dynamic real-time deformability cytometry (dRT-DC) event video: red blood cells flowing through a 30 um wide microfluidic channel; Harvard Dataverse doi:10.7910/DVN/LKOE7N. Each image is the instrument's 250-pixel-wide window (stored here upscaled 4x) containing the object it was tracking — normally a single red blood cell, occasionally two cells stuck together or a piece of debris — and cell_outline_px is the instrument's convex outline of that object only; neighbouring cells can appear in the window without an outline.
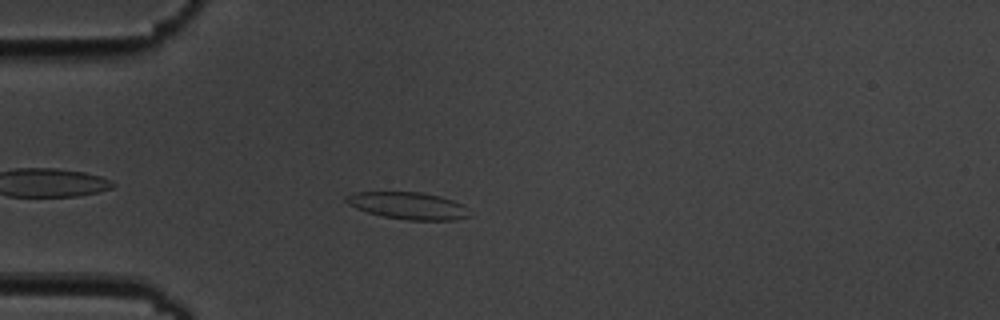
{"species": "common noctule bat (a hibernating species)", "species_latin": "Nyctalus noctula", "temperature_condition": "cold", "stored_images_in_passage": 10, "camera_frame_rate_fps": 3000, "um_per_image_px": 0.085, "animal": {"sex": "male", "body_mass_g": 19.5, "forearm_length_mm": 54.6}, "frame": {"image": 1, "passage_image": 5, "time_ms": 4.667, "image_size_px": [1000, 320], "cell_outline_px": [[472, 216], [456, 220], [408, 220], [384, 216], [368, 212], [356, 208], [348, 204], [344, 200], [344, 196], [356, 192], [420, 192], [440, 196], [464, 204]], "centroid_in_image_um": [34.72, 17.48], "position_along_channel_um": 50.3, "area_um2": 19.54}}
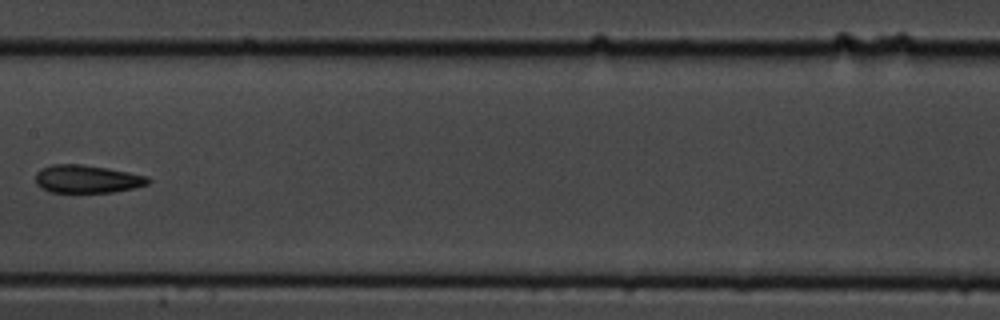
{"frame": {"image": 2, "passage_image": 9, "time_ms": 9.333, "image_size_px": [1000, 320], "cell_outline_px": [[152, 180], [148, 184], [132, 188], [112, 192], [52, 192], [36, 184], [36, 172], [40, 168], [52, 164], [80, 164], [108, 168], [148, 176]], "centroid_in_image_um": [7.4, 15.2], "position_along_channel_um": 200.0, "area_um2": 18.26}}
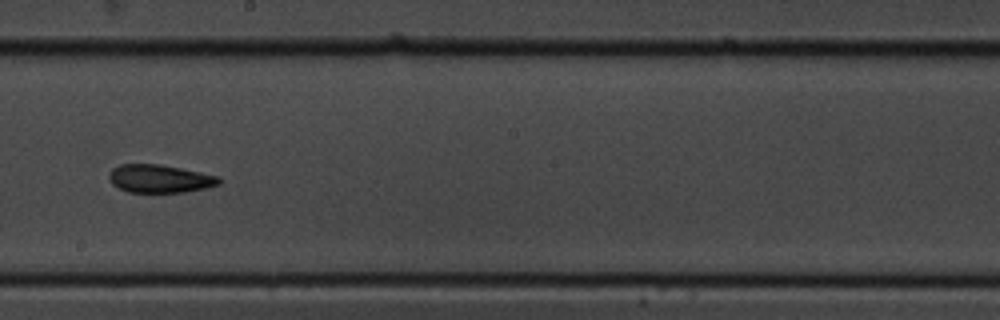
{"frame": {"image": 3, "passage_image": 10, "time_ms": 10.333, "image_size_px": [1000, 320], "cell_outline_px": [[220, 184], [204, 188], [184, 192], [128, 192], [112, 184], [108, 176], [108, 172], [112, 168], [120, 164], [160, 164], [220, 176]], "centroid_in_image_um": [13.55, 15.18], "position_along_channel_um": 234.6, "area_um2": 17.98}}